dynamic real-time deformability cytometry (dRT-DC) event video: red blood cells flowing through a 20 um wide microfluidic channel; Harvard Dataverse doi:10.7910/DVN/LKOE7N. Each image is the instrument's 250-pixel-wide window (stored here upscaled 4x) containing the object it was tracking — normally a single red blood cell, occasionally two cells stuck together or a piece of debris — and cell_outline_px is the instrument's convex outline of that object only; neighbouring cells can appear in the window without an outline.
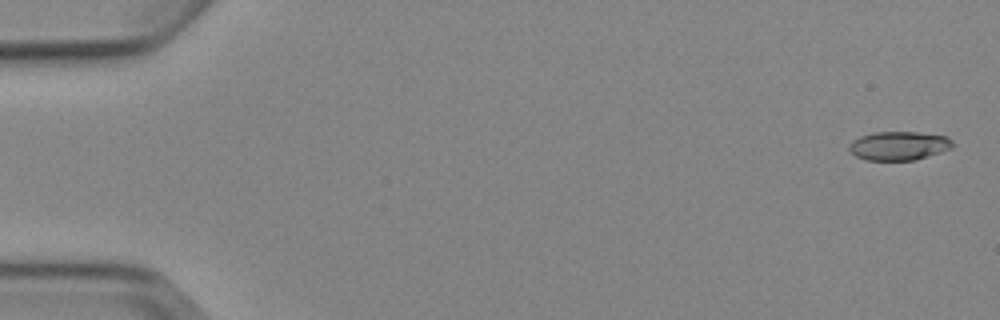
{"species": "Egyptian fruit bat (a non-hibernating species)", "species_latin": "Rousettus aegyptiacus", "temperature_condition": "cold", "stored_images_in_passage": 5, "camera_frame_rate_fps": 3000, "um_per_image_px": 0.085, "animal": {"sex": "female"}, "frame": {"image": 1, "passage_image": 1, "time_ms": 0.0, "image_size_px": [1000, 320], "cell_outline_px": [[956, 144], [952, 148], [916, 160], [864, 160], [848, 152], [848, 144], [852, 140], [860, 136], [872, 132], [916, 132], [944, 136], [952, 140]], "centroid_in_image_um": [76.36, 12.39], "position_along_channel_um": 8.6, "area_um2": 17.57}}
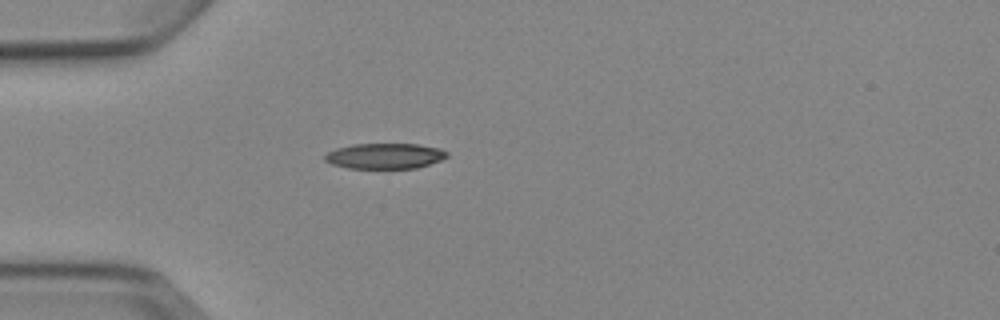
{"frame": {"image": 2, "passage_image": 5, "time_ms": 4.667, "image_size_px": [1000, 320], "cell_outline_px": [[448, 156], [440, 160], [416, 168], [348, 168], [332, 164], [324, 160], [324, 156], [328, 152], [336, 148], [352, 144], [416, 144], [440, 148], [448, 152]], "centroid_in_image_um": [32.7, 13.25], "position_along_channel_um": 52.3, "area_um2": 18.09}}